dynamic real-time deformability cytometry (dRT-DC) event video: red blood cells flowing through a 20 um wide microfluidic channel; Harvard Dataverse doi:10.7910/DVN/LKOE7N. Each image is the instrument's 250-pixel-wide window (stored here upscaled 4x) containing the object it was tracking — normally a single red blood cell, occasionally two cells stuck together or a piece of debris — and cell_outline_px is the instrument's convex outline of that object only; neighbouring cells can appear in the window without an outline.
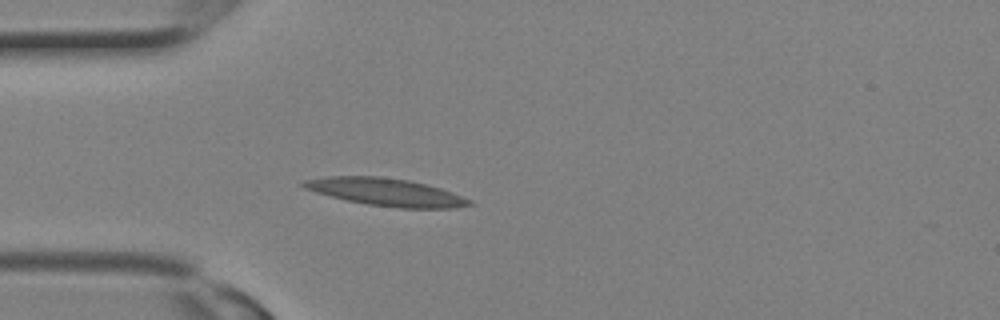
{"species": "Egyptian fruit bat (a non-hibernating species)", "species_latin": "Rousettus aegyptiacus", "temperature_condition": "room temperature", "stored_images_in_passage": 1, "camera_frame_rate_fps": 3000, "um_per_image_px": 0.085, "animal": {"sex": "female"}, "frame": {"image": 1, "passage_image": 1, "time_ms": 0.0, "image_size_px": [1000, 320], "cell_outline_px": [[472, 204], [456, 208], [400, 208], [368, 204], [348, 200], [316, 192], [304, 188], [300, 184], [304, 180], [328, 176], [380, 176], [408, 180], [428, 184], [452, 192], [472, 200]], "centroid_in_image_um": [32.83, 16.32], "position_along_channel_um": 52.2, "area_um2": 26.47}}